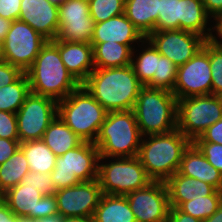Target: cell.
<instances>
[{"label": "cell", "instance_id": "f35d334b", "mask_svg": "<svg viewBox=\"0 0 222 222\" xmlns=\"http://www.w3.org/2000/svg\"><path fill=\"white\" fill-rule=\"evenodd\" d=\"M0 138L19 140L16 113L0 111Z\"/></svg>", "mask_w": 222, "mask_h": 222}, {"label": "cell", "instance_id": "5bb4252c", "mask_svg": "<svg viewBox=\"0 0 222 222\" xmlns=\"http://www.w3.org/2000/svg\"><path fill=\"white\" fill-rule=\"evenodd\" d=\"M136 222H166L170 204L166 183L152 181L126 195Z\"/></svg>", "mask_w": 222, "mask_h": 222}, {"label": "cell", "instance_id": "bcb514c9", "mask_svg": "<svg viewBox=\"0 0 222 222\" xmlns=\"http://www.w3.org/2000/svg\"><path fill=\"white\" fill-rule=\"evenodd\" d=\"M166 222H202L200 219L185 214L177 207H170Z\"/></svg>", "mask_w": 222, "mask_h": 222}, {"label": "cell", "instance_id": "8fae6325", "mask_svg": "<svg viewBox=\"0 0 222 222\" xmlns=\"http://www.w3.org/2000/svg\"><path fill=\"white\" fill-rule=\"evenodd\" d=\"M47 41L26 22L14 20L3 42L4 61L26 72Z\"/></svg>", "mask_w": 222, "mask_h": 222}, {"label": "cell", "instance_id": "5b68a950", "mask_svg": "<svg viewBox=\"0 0 222 222\" xmlns=\"http://www.w3.org/2000/svg\"><path fill=\"white\" fill-rule=\"evenodd\" d=\"M106 114L82 84L57 103V117L84 142H95Z\"/></svg>", "mask_w": 222, "mask_h": 222}, {"label": "cell", "instance_id": "2e32d148", "mask_svg": "<svg viewBox=\"0 0 222 222\" xmlns=\"http://www.w3.org/2000/svg\"><path fill=\"white\" fill-rule=\"evenodd\" d=\"M59 31L56 39L67 42L91 43L95 22L89 4L66 0L58 7Z\"/></svg>", "mask_w": 222, "mask_h": 222}, {"label": "cell", "instance_id": "f546056e", "mask_svg": "<svg viewBox=\"0 0 222 222\" xmlns=\"http://www.w3.org/2000/svg\"><path fill=\"white\" fill-rule=\"evenodd\" d=\"M29 172L27 159L23 151L18 148L7 161L0 165V194L18 185Z\"/></svg>", "mask_w": 222, "mask_h": 222}, {"label": "cell", "instance_id": "d590c367", "mask_svg": "<svg viewBox=\"0 0 222 222\" xmlns=\"http://www.w3.org/2000/svg\"><path fill=\"white\" fill-rule=\"evenodd\" d=\"M209 62L212 77L211 94L222 93V49L209 43Z\"/></svg>", "mask_w": 222, "mask_h": 222}, {"label": "cell", "instance_id": "30bf717a", "mask_svg": "<svg viewBox=\"0 0 222 222\" xmlns=\"http://www.w3.org/2000/svg\"><path fill=\"white\" fill-rule=\"evenodd\" d=\"M57 101L30 92L16 112L20 143L41 140L49 124L57 117Z\"/></svg>", "mask_w": 222, "mask_h": 222}, {"label": "cell", "instance_id": "60d3db41", "mask_svg": "<svg viewBox=\"0 0 222 222\" xmlns=\"http://www.w3.org/2000/svg\"><path fill=\"white\" fill-rule=\"evenodd\" d=\"M193 142H211L222 145V118L209 126L200 137L196 138Z\"/></svg>", "mask_w": 222, "mask_h": 222}, {"label": "cell", "instance_id": "52a82bcc", "mask_svg": "<svg viewBox=\"0 0 222 222\" xmlns=\"http://www.w3.org/2000/svg\"><path fill=\"white\" fill-rule=\"evenodd\" d=\"M98 181L103 194L126 196L132 191L145 187L153 180L148 176L137 156H100Z\"/></svg>", "mask_w": 222, "mask_h": 222}, {"label": "cell", "instance_id": "f907efd6", "mask_svg": "<svg viewBox=\"0 0 222 222\" xmlns=\"http://www.w3.org/2000/svg\"><path fill=\"white\" fill-rule=\"evenodd\" d=\"M36 222H64V216L57 212L53 215H49L43 218H39Z\"/></svg>", "mask_w": 222, "mask_h": 222}, {"label": "cell", "instance_id": "6da1fadb", "mask_svg": "<svg viewBox=\"0 0 222 222\" xmlns=\"http://www.w3.org/2000/svg\"><path fill=\"white\" fill-rule=\"evenodd\" d=\"M107 112L133 110L144 86L130 65L95 68L82 83Z\"/></svg>", "mask_w": 222, "mask_h": 222}, {"label": "cell", "instance_id": "7bdbcfd3", "mask_svg": "<svg viewBox=\"0 0 222 222\" xmlns=\"http://www.w3.org/2000/svg\"><path fill=\"white\" fill-rule=\"evenodd\" d=\"M57 212L58 207L54 194L51 196H42V198L38 201L37 219L53 215Z\"/></svg>", "mask_w": 222, "mask_h": 222}, {"label": "cell", "instance_id": "f5cc1de1", "mask_svg": "<svg viewBox=\"0 0 222 222\" xmlns=\"http://www.w3.org/2000/svg\"><path fill=\"white\" fill-rule=\"evenodd\" d=\"M64 222H94L93 216L64 217Z\"/></svg>", "mask_w": 222, "mask_h": 222}, {"label": "cell", "instance_id": "44dd1931", "mask_svg": "<svg viewBox=\"0 0 222 222\" xmlns=\"http://www.w3.org/2000/svg\"><path fill=\"white\" fill-rule=\"evenodd\" d=\"M170 207H179L183 202L211 195L216 189L201 180L176 172L166 182Z\"/></svg>", "mask_w": 222, "mask_h": 222}, {"label": "cell", "instance_id": "4316f807", "mask_svg": "<svg viewBox=\"0 0 222 222\" xmlns=\"http://www.w3.org/2000/svg\"><path fill=\"white\" fill-rule=\"evenodd\" d=\"M42 140L56 156L63 155L68 150L79 146L83 142V140L58 117L49 124L43 134Z\"/></svg>", "mask_w": 222, "mask_h": 222}, {"label": "cell", "instance_id": "9f6ffc18", "mask_svg": "<svg viewBox=\"0 0 222 222\" xmlns=\"http://www.w3.org/2000/svg\"><path fill=\"white\" fill-rule=\"evenodd\" d=\"M51 4L59 7L63 2H65L66 0H48Z\"/></svg>", "mask_w": 222, "mask_h": 222}, {"label": "cell", "instance_id": "c3c4849f", "mask_svg": "<svg viewBox=\"0 0 222 222\" xmlns=\"http://www.w3.org/2000/svg\"><path fill=\"white\" fill-rule=\"evenodd\" d=\"M0 222H17V215H15L9 207L0 200Z\"/></svg>", "mask_w": 222, "mask_h": 222}, {"label": "cell", "instance_id": "d6a6232c", "mask_svg": "<svg viewBox=\"0 0 222 222\" xmlns=\"http://www.w3.org/2000/svg\"><path fill=\"white\" fill-rule=\"evenodd\" d=\"M177 67L167 57L161 55L158 58L157 72L154 73L153 79L146 86L172 92L176 84Z\"/></svg>", "mask_w": 222, "mask_h": 222}, {"label": "cell", "instance_id": "ac0fdd59", "mask_svg": "<svg viewBox=\"0 0 222 222\" xmlns=\"http://www.w3.org/2000/svg\"><path fill=\"white\" fill-rule=\"evenodd\" d=\"M146 38L126 17L125 13L112 17L106 21L95 23L91 43L117 42L133 46L143 42Z\"/></svg>", "mask_w": 222, "mask_h": 222}, {"label": "cell", "instance_id": "d4e9b609", "mask_svg": "<svg viewBox=\"0 0 222 222\" xmlns=\"http://www.w3.org/2000/svg\"><path fill=\"white\" fill-rule=\"evenodd\" d=\"M90 44L93 46L95 68H114L131 64L135 46L110 41Z\"/></svg>", "mask_w": 222, "mask_h": 222}, {"label": "cell", "instance_id": "e0dca14e", "mask_svg": "<svg viewBox=\"0 0 222 222\" xmlns=\"http://www.w3.org/2000/svg\"><path fill=\"white\" fill-rule=\"evenodd\" d=\"M18 20L29 24L47 40H55L57 37L58 7L48 0H21Z\"/></svg>", "mask_w": 222, "mask_h": 222}, {"label": "cell", "instance_id": "816d5d0a", "mask_svg": "<svg viewBox=\"0 0 222 222\" xmlns=\"http://www.w3.org/2000/svg\"><path fill=\"white\" fill-rule=\"evenodd\" d=\"M202 222H222V202L217 208V211L214 212L210 217L206 218Z\"/></svg>", "mask_w": 222, "mask_h": 222}, {"label": "cell", "instance_id": "d6986e66", "mask_svg": "<svg viewBox=\"0 0 222 222\" xmlns=\"http://www.w3.org/2000/svg\"><path fill=\"white\" fill-rule=\"evenodd\" d=\"M59 54L67 70L80 84L95 69L93 46L90 43L59 40Z\"/></svg>", "mask_w": 222, "mask_h": 222}, {"label": "cell", "instance_id": "ab89813d", "mask_svg": "<svg viewBox=\"0 0 222 222\" xmlns=\"http://www.w3.org/2000/svg\"><path fill=\"white\" fill-rule=\"evenodd\" d=\"M24 72L6 61L0 63V87L15 82Z\"/></svg>", "mask_w": 222, "mask_h": 222}, {"label": "cell", "instance_id": "ffe728a7", "mask_svg": "<svg viewBox=\"0 0 222 222\" xmlns=\"http://www.w3.org/2000/svg\"><path fill=\"white\" fill-rule=\"evenodd\" d=\"M178 173L201 180L222 191V174L207 161L193 143L184 151Z\"/></svg>", "mask_w": 222, "mask_h": 222}, {"label": "cell", "instance_id": "680465c9", "mask_svg": "<svg viewBox=\"0 0 222 222\" xmlns=\"http://www.w3.org/2000/svg\"><path fill=\"white\" fill-rule=\"evenodd\" d=\"M218 96L220 97V99H221V102H222V93H221V94H219Z\"/></svg>", "mask_w": 222, "mask_h": 222}, {"label": "cell", "instance_id": "83f0119b", "mask_svg": "<svg viewBox=\"0 0 222 222\" xmlns=\"http://www.w3.org/2000/svg\"><path fill=\"white\" fill-rule=\"evenodd\" d=\"M29 164V170L40 173H51L55 168L56 155L43 140H30L20 143Z\"/></svg>", "mask_w": 222, "mask_h": 222}, {"label": "cell", "instance_id": "f6af8a7d", "mask_svg": "<svg viewBox=\"0 0 222 222\" xmlns=\"http://www.w3.org/2000/svg\"><path fill=\"white\" fill-rule=\"evenodd\" d=\"M213 19L215 22L213 20L211 21L213 22V26L211 25V33L207 41L213 46L222 49V16L218 15L213 17ZM214 31L217 36L212 33Z\"/></svg>", "mask_w": 222, "mask_h": 222}, {"label": "cell", "instance_id": "11a10c76", "mask_svg": "<svg viewBox=\"0 0 222 222\" xmlns=\"http://www.w3.org/2000/svg\"><path fill=\"white\" fill-rule=\"evenodd\" d=\"M4 61V47L3 41H0V63Z\"/></svg>", "mask_w": 222, "mask_h": 222}, {"label": "cell", "instance_id": "1f68e13d", "mask_svg": "<svg viewBox=\"0 0 222 222\" xmlns=\"http://www.w3.org/2000/svg\"><path fill=\"white\" fill-rule=\"evenodd\" d=\"M222 202V191L215 190L211 195L194 198L183 202L178 209L185 214L191 215L195 218L204 221L217 211L220 203Z\"/></svg>", "mask_w": 222, "mask_h": 222}, {"label": "cell", "instance_id": "ee69618b", "mask_svg": "<svg viewBox=\"0 0 222 222\" xmlns=\"http://www.w3.org/2000/svg\"><path fill=\"white\" fill-rule=\"evenodd\" d=\"M19 140L0 138V165L7 161L19 148Z\"/></svg>", "mask_w": 222, "mask_h": 222}, {"label": "cell", "instance_id": "8992f818", "mask_svg": "<svg viewBox=\"0 0 222 222\" xmlns=\"http://www.w3.org/2000/svg\"><path fill=\"white\" fill-rule=\"evenodd\" d=\"M142 137L133 110L113 111L107 112L94 144L100 156L134 157Z\"/></svg>", "mask_w": 222, "mask_h": 222}, {"label": "cell", "instance_id": "4dcf8cb0", "mask_svg": "<svg viewBox=\"0 0 222 222\" xmlns=\"http://www.w3.org/2000/svg\"><path fill=\"white\" fill-rule=\"evenodd\" d=\"M29 93V80L24 72L15 82L0 87V111L16 113Z\"/></svg>", "mask_w": 222, "mask_h": 222}, {"label": "cell", "instance_id": "8d00e7d4", "mask_svg": "<svg viewBox=\"0 0 222 222\" xmlns=\"http://www.w3.org/2000/svg\"><path fill=\"white\" fill-rule=\"evenodd\" d=\"M20 184L23 186L32 185L36 187L43 196H51L57 191L50 173L30 171L21 179Z\"/></svg>", "mask_w": 222, "mask_h": 222}, {"label": "cell", "instance_id": "836d02e7", "mask_svg": "<svg viewBox=\"0 0 222 222\" xmlns=\"http://www.w3.org/2000/svg\"><path fill=\"white\" fill-rule=\"evenodd\" d=\"M180 29V0H160L155 31Z\"/></svg>", "mask_w": 222, "mask_h": 222}, {"label": "cell", "instance_id": "6f0895ef", "mask_svg": "<svg viewBox=\"0 0 222 222\" xmlns=\"http://www.w3.org/2000/svg\"><path fill=\"white\" fill-rule=\"evenodd\" d=\"M79 1L85 2V3H87V4H89V3L91 2V0H79Z\"/></svg>", "mask_w": 222, "mask_h": 222}, {"label": "cell", "instance_id": "9a60e30c", "mask_svg": "<svg viewBox=\"0 0 222 222\" xmlns=\"http://www.w3.org/2000/svg\"><path fill=\"white\" fill-rule=\"evenodd\" d=\"M58 212L64 217L93 216L103 195L98 179L80 182L55 193Z\"/></svg>", "mask_w": 222, "mask_h": 222}, {"label": "cell", "instance_id": "cb8c5ba5", "mask_svg": "<svg viewBox=\"0 0 222 222\" xmlns=\"http://www.w3.org/2000/svg\"><path fill=\"white\" fill-rule=\"evenodd\" d=\"M212 18L205 10L202 0H180V29L209 39ZM209 27V28H208Z\"/></svg>", "mask_w": 222, "mask_h": 222}, {"label": "cell", "instance_id": "681fc988", "mask_svg": "<svg viewBox=\"0 0 222 222\" xmlns=\"http://www.w3.org/2000/svg\"><path fill=\"white\" fill-rule=\"evenodd\" d=\"M11 24V20L0 17V41L4 42L6 34L10 30Z\"/></svg>", "mask_w": 222, "mask_h": 222}, {"label": "cell", "instance_id": "74e56055", "mask_svg": "<svg viewBox=\"0 0 222 222\" xmlns=\"http://www.w3.org/2000/svg\"><path fill=\"white\" fill-rule=\"evenodd\" d=\"M207 161L222 174V145L211 142H192Z\"/></svg>", "mask_w": 222, "mask_h": 222}, {"label": "cell", "instance_id": "4fadbf2b", "mask_svg": "<svg viewBox=\"0 0 222 222\" xmlns=\"http://www.w3.org/2000/svg\"><path fill=\"white\" fill-rule=\"evenodd\" d=\"M146 39L177 66L188 62L207 41L199 34L181 29L153 31Z\"/></svg>", "mask_w": 222, "mask_h": 222}, {"label": "cell", "instance_id": "3957f363", "mask_svg": "<svg viewBox=\"0 0 222 222\" xmlns=\"http://www.w3.org/2000/svg\"><path fill=\"white\" fill-rule=\"evenodd\" d=\"M191 143L178 129L146 135L142 137L137 157L153 181L166 182L178 172L183 153Z\"/></svg>", "mask_w": 222, "mask_h": 222}, {"label": "cell", "instance_id": "db71d44e", "mask_svg": "<svg viewBox=\"0 0 222 222\" xmlns=\"http://www.w3.org/2000/svg\"><path fill=\"white\" fill-rule=\"evenodd\" d=\"M17 222H31V218L28 216H17Z\"/></svg>", "mask_w": 222, "mask_h": 222}, {"label": "cell", "instance_id": "b9f144b4", "mask_svg": "<svg viewBox=\"0 0 222 222\" xmlns=\"http://www.w3.org/2000/svg\"><path fill=\"white\" fill-rule=\"evenodd\" d=\"M21 0H0V17L14 21L20 14Z\"/></svg>", "mask_w": 222, "mask_h": 222}, {"label": "cell", "instance_id": "ba28073f", "mask_svg": "<svg viewBox=\"0 0 222 222\" xmlns=\"http://www.w3.org/2000/svg\"><path fill=\"white\" fill-rule=\"evenodd\" d=\"M99 158L98 147L84 141L63 155L56 156L55 168L50 173L56 190L98 179Z\"/></svg>", "mask_w": 222, "mask_h": 222}, {"label": "cell", "instance_id": "7c38bea8", "mask_svg": "<svg viewBox=\"0 0 222 222\" xmlns=\"http://www.w3.org/2000/svg\"><path fill=\"white\" fill-rule=\"evenodd\" d=\"M212 77L209 62V42L206 41L188 62L177 67L176 84L172 92L178 99L210 95Z\"/></svg>", "mask_w": 222, "mask_h": 222}, {"label": "cell", "instance_id": "f1b7e54d", "mask_svg": "<svg viewBox=\"0 0 222 222\" xmlns=\"http://www.w3.org/2000/svg\"><path fill=\"white\" fill-rule=\"evenodd\" d=\"M144 45L146 46L144 47ZM141 46L143 47L140 50L141 52H139V49L133 50L131 66L138 80L146 86L153 79L154 73L157 72L158 58L161 54L147 39L141 42ZM135 50L139 52L136 57L134 56Z\"/></svg>", "mask_w": 222, "mask_h": 222}, {"label": "cell", "instance_id": "7a4b0ae2", "mask_svg": "<svg viewBox=\"0 0 222 222\" xmlns=\"http://www.w3.org/2000/svg\"><path fill=\"white\" fill-rule=\"evenodd\" d=\"M30 92L57 102L66 98L81 84L67 70L59 54V40H48L32 66L26 71Z\"/></svg>", "mask_w": 222, "mask_h": 222}, {"label": "cell", "instance_id": "7dc6e473", "mask_svg": "<svg viewBox=\"0 0 222 222\" xmlns=\"http://www.w3.org/2000/svg\"><path fill=\"white\" fill-rule=\"evenodd\" d=\"M208 15L213 18L222 13V0H202Z\"/></svg>", "mask_w": 222, "mask_h": 222}, {"label": "cell", "instance_id": "603a6c76", "mask_svg": "<svg viewBox=\"0 0 222 222\" xmlns=\"http://www.w3.org/2000/svg\"><path fill=\"white\" fill-rule=\"evenodd\" d=\"M160 0H125V15L146 38L155 31Z\"/></svg>", "mask_w": 222, "mask_h": 222}, {"label": "cell", "instance_id": "e575fe53", "mask_svg": "<svg viewBox=\"0 0 222 222\" xmlns=\"http://www.w3.org/2000/svg\"><path fill=\"white\" fill-rule=\"evenodd\" d=\"M90 16L95 23L121 15L125 11V0H91Z\"/></svg>", "mask_w": 222, "mask_h": 222}, {"label": "cell", "instance_id": "9c48e42d", "mask_svg": "<svg viewBox=\"0 0 222 222\" xmlns=\"http://www.w3.org/2000/svg\"><path fill=\"white\" fill-rule=\"evenodd\" d=\"M222 118L217 95H200L177 100V129L191 142Z\"/></svg>", "mask_w": 222, "mask_h": 222}, {"label": "cell", "instance_id": "484cf974", "mask_svg": "<svg viewBox=\"0 0 222 222\" xmlns=\"http://www.w3.org/2000/svg\"><path fill=\"white\" fill-rule=\"evenodd\" d=\"M94 222H136L126 196L103 194L95 209Z\"/></svg>", "mask_w": 222, "mask_h": 222}, {"label": "cell", "instance_id": "7402d4cb", "mask_svg": "<svg viewBox=\"0 0 222 222\" xmlns=\"http://www.w3.org/2000/svg\"><path fill=\"white\" fill-rule=\"evenodd\" d=\"M42 196L36 187L19 183L3 193L1 199L15 215L37 220L38 201Z\"/></svg>", "mask_w": 222, "mask_h": 222}, {"label": "cell", "instance_id": "277c9868", "mask_svg": "<svg viewBox=\"0 0 222 222\" xmlns=\"http://www.w3.org/2000/svg\"><path fill=\"white\" fill-rule=\"evenodd\" d=\"M133 111L142 136L177 129V98L171 91L143 86Z\"/></svg>", "mask_w": 222, "mask_h": 222}]
</instances>
